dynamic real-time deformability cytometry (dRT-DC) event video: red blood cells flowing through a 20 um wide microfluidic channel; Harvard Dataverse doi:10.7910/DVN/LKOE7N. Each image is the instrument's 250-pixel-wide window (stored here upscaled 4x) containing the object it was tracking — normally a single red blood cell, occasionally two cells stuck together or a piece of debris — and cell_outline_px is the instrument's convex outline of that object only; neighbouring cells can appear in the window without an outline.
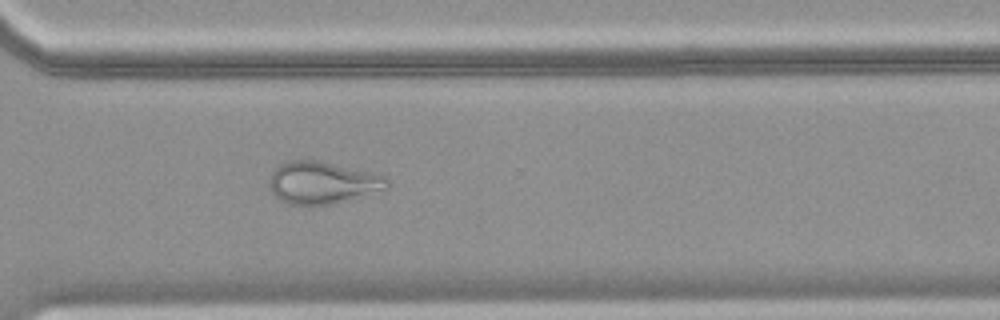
{"species": "common noctule bat (a hibernating species)", "species_latin": "Nyctalus noctula", "temperature_condition": "warm", "stored_images_in_passage": 49, "camera_frame_rate_fps": 3000, "um_per_image_px": 0.085, "animal": {"sex": "female", "body_mass_g": 18.4}, "frame": {"image": 1, "passage_image": 37, "time_ms": 12.0, "image_size_px": [1000, 320], "cell_outline_px": [[388, 188], [332, 204], [288, 204], [280, 200], [272, 192], [268, 184], [268, 180], [272, 172], [280, 164], [288, 160], [316, 160], [372, 172], [384, 176], [388, 180]], "centroid_in_image_um": [27.37, 15.51], "position_along_channel_um": 343.2, "area_um2": 28.67}}
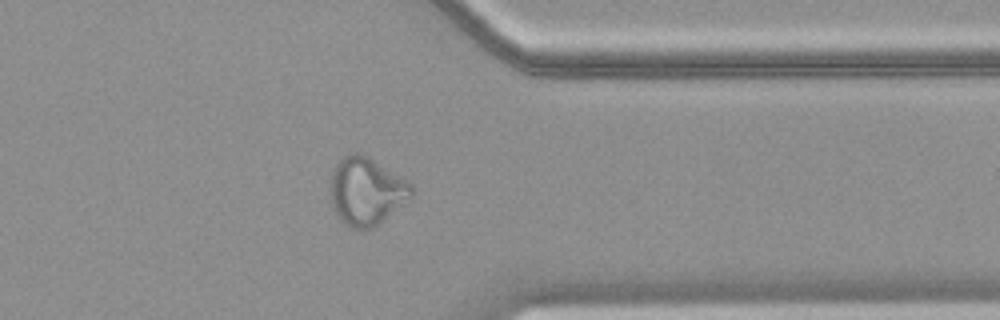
{"frame": {"image": 2, "passage_image": 40, "time_ms": 13.0, "image_size_px": [1000, 320], "cell_outline_px": [[412, 196], [384, 220], [372, 228], [352, 228], [344, 224], [336, 216], [332, 204], [332, 168], [348, 152], [356, 152], [368, 156], [412, 184]], "centroid_in_image_um": [31.13, 16.25], "position_along_channel_um": 380.3, "area_um2": 31.62}}
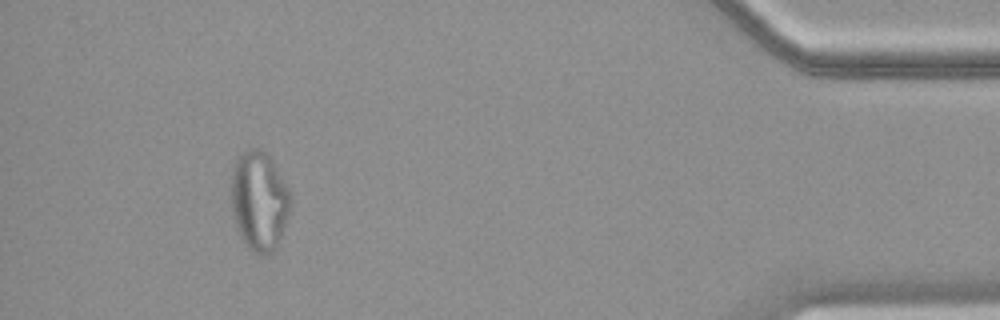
{"frame": {"image": 3, "passage_image": 46, "time_ms": 15.0, "image_size_px": [1000, 320], "cell_outline_px": [[292, 200], [288, 216], [280, 240], [272, 252], [264, 256], [260, 256], [252, 252], [248, 248], [240, 236], [232, 212], [232, 168], [236, 160], [248, 148], [260, 148], [272, 160], [288, 188], [292, 196]], "centroid_in_image_um": [22.05, 17.1], "position_along_channel_um": 413.2, "area_um2": 34.39}}